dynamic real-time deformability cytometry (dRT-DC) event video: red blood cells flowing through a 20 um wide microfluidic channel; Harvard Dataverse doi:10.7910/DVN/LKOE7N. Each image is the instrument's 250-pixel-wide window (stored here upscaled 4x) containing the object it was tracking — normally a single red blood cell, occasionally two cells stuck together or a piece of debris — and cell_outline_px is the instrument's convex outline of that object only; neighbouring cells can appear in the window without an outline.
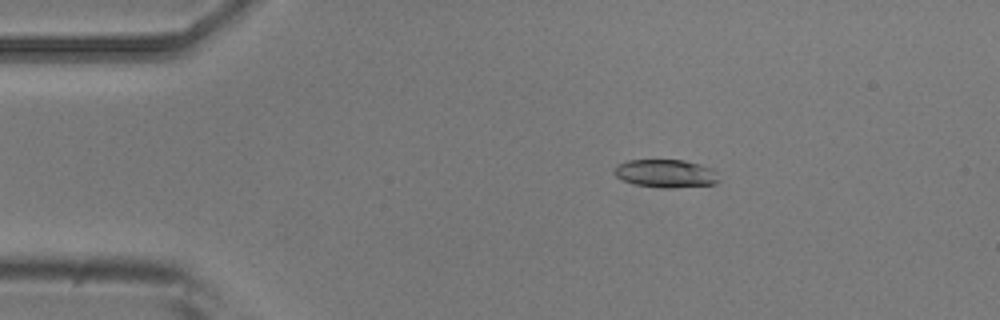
{"species": "common noctule bat (a hibernating species)", "species_latin": "Nyctalus noctula", "temperature_condition": "room temperature", "stored_images_in_passage": 43, "camera_frame_rate_fps": 3000, "um_per_image_px": 0.085, "animal": {"sex": "male", "body_mass_g": 20.5, "forearm_length_mm": 52.5}, "frame": {"image": 1, "passage_image": 1, "time_ms": 0.0, "image_size_px": [1000, 320], "cell_outline_px": [[720, 180], [716, 184], [668, 188], [660, 188], [636, 184], [624, 180], [616, 176], [612, 172], [612, 168], [616, 164], [628, 160], [684, 160], [700, 164], [712, 168], [716, 172]], "centroid_in_image_um": [56.58, 14.74], "position_along_channel_um": 28.4, "area_um2": 17.28}}
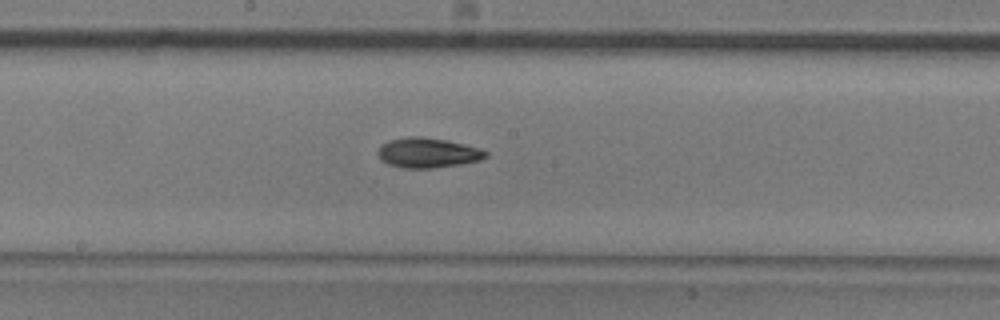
{"frame": {"image": 2, "passage_image": 19, "time_ms": 6.0, "image_size_px": [1000, 320], "cell_outline_px": [[488, 156], [480, 160], [460, 164], [432, 168], [400, 168], [388, 164], [380, 160], [376, 152], [388, 140], [408, 136], [420, 136], [448, 140], [480, 148], [488, 152]], "centroid_in_image_um": [36.35, 12.98], "position_along_channel_um": 211.9, "area_um2": 18.96}}
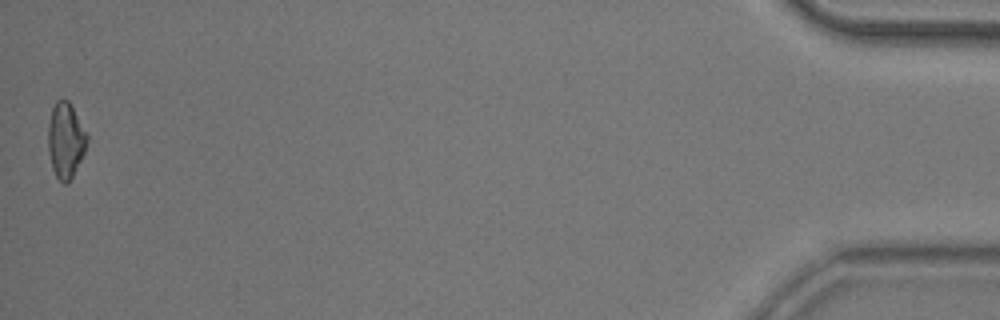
{"frame": {"image": 3, "passage_image": 43, "time_ms": 14.0, "image_size_px": [1000, 320], "cell_outline_px": [[88, 140], [84, 152], [68, 184], [64, 184], [56, 176], [52, 168], [48, 152], [48, 124], [52, 108], [56, 100], [68, 100], [88, 136]], "centroid_in_image_um": [5.56, 11.93], "position_along_channel_um": 429.6, "area_um2": 16.88}, "authors_computed_cell_mechanics": {"area_um2": 17.5712, "velocity_mm_per_s": 3.9348, "shape_relaxation_time_tau1_ms": 3.1718, "shape_relaxation_time_tau2_ms": null, "deformation_change_tau1": 0.122, "deformation_change_tau2": null}}